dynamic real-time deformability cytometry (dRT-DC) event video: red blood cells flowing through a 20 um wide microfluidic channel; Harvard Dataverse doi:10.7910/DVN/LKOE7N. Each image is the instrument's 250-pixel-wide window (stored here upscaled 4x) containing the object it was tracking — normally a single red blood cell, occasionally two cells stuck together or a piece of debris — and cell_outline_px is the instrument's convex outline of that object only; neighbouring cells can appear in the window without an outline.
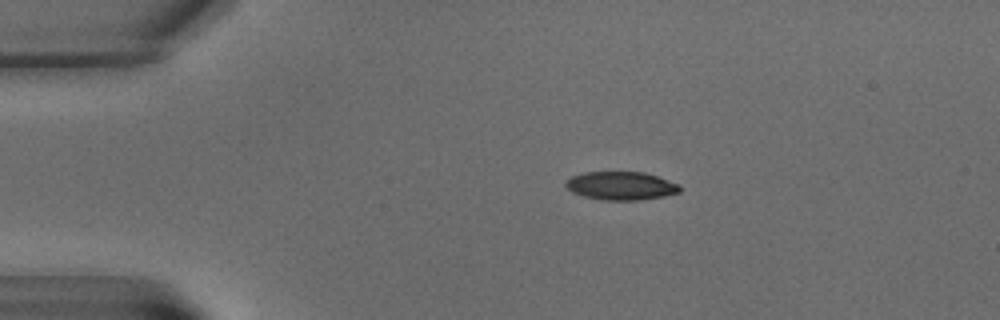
{"species": "common noctule bat (a hibernating species)", "species_latin": "Nyctalus noctula", "temperature_condition": "warm", "stored_images_in_passage": 6, "camera_frame_rate_fps": 3000, "um_per_image_px": 0.085, "animal": {"sex": "male", "body_mass_g": 15.6}, "frame": {"image": 1, "passage_image": 3, "time_ms": 2.0, "image_size_px": [1000, 320], "cell_outline_px": [[680, 192], [664, 196], [640, 200], [604, 200], [584, 196], [572, 192], [564, 184], [572, 176], [584, 172], [644, 172], [680, 184]], "centroid_in_image_um": [52.8, 15.79], "position_along_channel_um": 32.2, "area_um2": 18.73}}
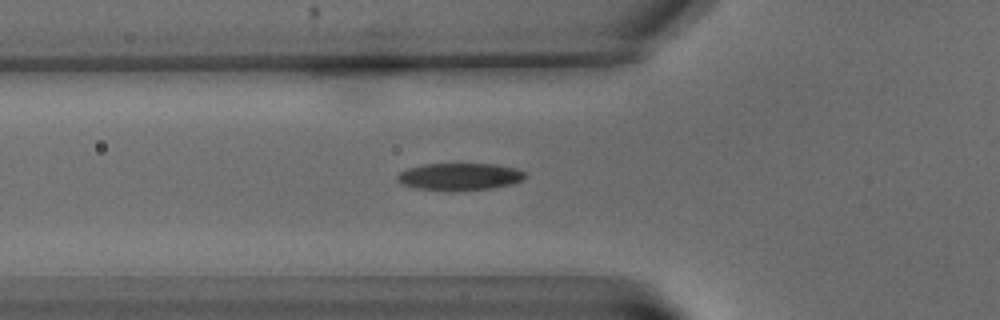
{"frame": {"image": 2, "passage_image": 6, "time_ms": 5.667, "image_size_px": [1000, 320], "cell_outline_px": [[528, 176], [524, 180], [512, 184], [492, 188], [452, 192], [448, 192], [416, 188], [404, 184], [396, 180], [396, 176], [400, 172], [408, 168], [424, 164], [496, 164], [516, 168], [524, 172]], "centroid_in_image_um": [39.09, 15.03], "position_along_channel_um": 86.7, "area_um2": 20.63}}